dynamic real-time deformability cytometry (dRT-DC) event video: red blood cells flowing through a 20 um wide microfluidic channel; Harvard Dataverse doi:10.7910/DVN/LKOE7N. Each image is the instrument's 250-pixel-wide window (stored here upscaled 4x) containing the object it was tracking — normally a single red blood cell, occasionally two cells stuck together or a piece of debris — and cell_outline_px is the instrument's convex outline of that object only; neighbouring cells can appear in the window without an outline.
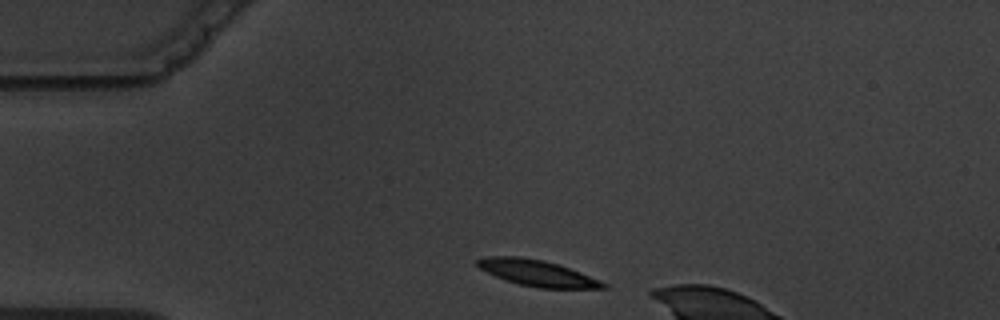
{"species": "common noctule bat (a hibernating species)", "species_latin": "Nyctalus noctula", "temperature_condition": "warm", "stored_images_in_passage": 3, "camera_frame_rate_fps": 3000, "um_per_image_px": 0.085, "animal": {"sex": "male", "body_mass_g": 19.5, "forearm_length_mm": 54.6}, "frame": {"image": 1, "passage_image": 1, "time_ms": 0.0, "image_size_px": [1000, 320], "cell_outline_px": [[608, 288], [536, 288], [520, 284], [496, 276], [480, 268], [476, 264], [476, 260], [484, 256], [520, 256], [544, 260], [560, 264], [600, 280], [608, 284]], "centroid_in_image_um": [45.68, 23.19], "position_along_channel_um": 39.3, "area_um2": 19.13}}